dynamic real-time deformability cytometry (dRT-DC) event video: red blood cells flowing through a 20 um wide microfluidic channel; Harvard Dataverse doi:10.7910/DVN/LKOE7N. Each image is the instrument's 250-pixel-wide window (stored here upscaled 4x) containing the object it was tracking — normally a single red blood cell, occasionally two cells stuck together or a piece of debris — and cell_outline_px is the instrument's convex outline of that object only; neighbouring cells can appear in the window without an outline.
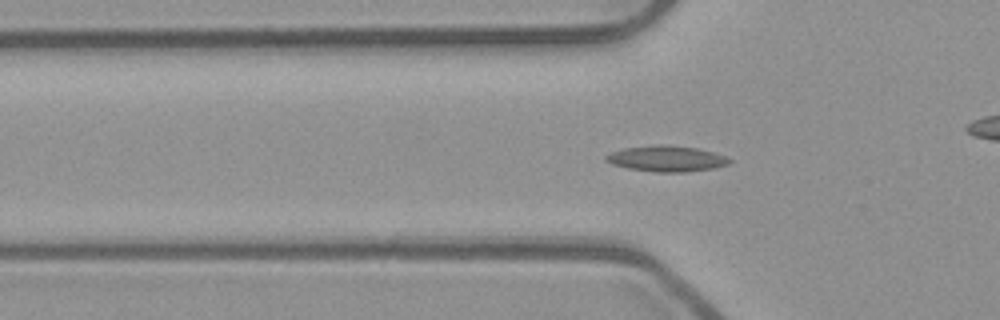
{"species": "common noctule bat (a hibernating species)", "species_latin": "Nyctalus noctula", "temperature_condition": "room temperature", "stored_images_in_passage": 43, "camera_frame_rate_fps": 3000, "um_per_image_px": 0.085, "animal": {"sex": "male", "body_mass_g": 23.1, "forearm_length_mm": 52.7}, "frame": {"image": 1, "passage_image": 7, "time_ms": 2.0, "image_size_px": [1000, 320], "cell_outline_px": [[732, 160], [728, 164], [712, 168], [688, 172], [656, 172], [628, 168], [612, 164], [604, 160], [604, 156], [612, 152], [624, 148], [652, 144], [668, 144], [696, 148], [712, 152], [724, 156]], "centroid_in_image_um": [56.61, 13.47], "position_along_channel_um": 69.2, "area_um2": 18.61}}
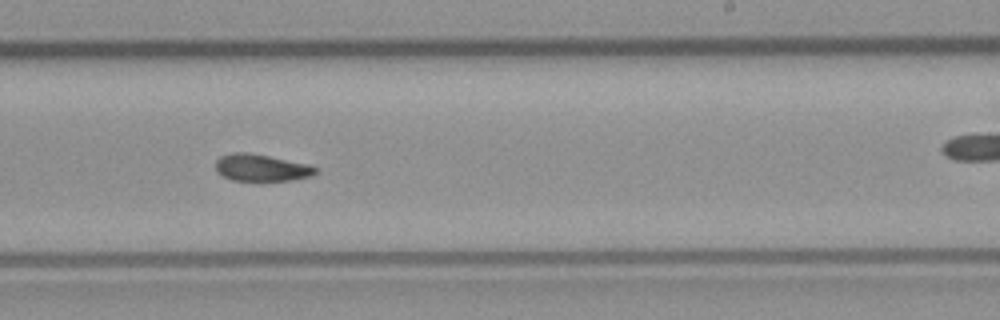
{"frame": {"image": 2, "passage_image": 22, "time_ms": 7.0, "image_size_px": [1000, 320], "cell_outline_px": [[320, 172], [312, 176], [292, 180], [232, 180], [216, 172], [216, 160], [220, 156], [232, 152], [244, 152], [268, 156], [312, 164], [320, 168]], "centroid_in_image_um": [22.29, 14.25], "position_along_channel_um": 266.7, "area_um2": 15.9}}
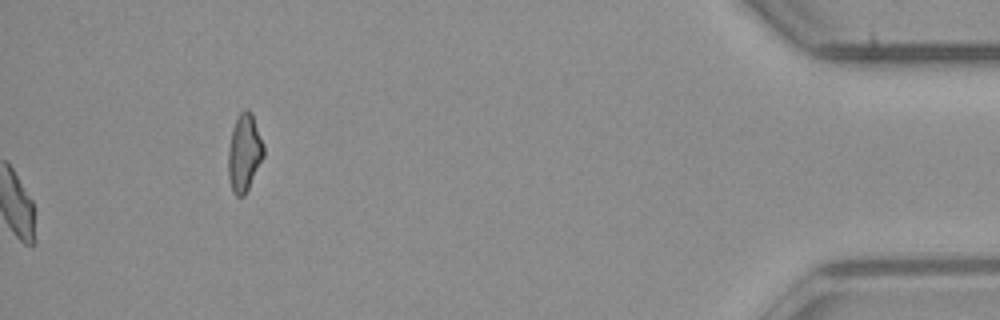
{"frame": {"image": 3, "passage_image": 43, "time_ms": 14.0, "image_size_px": [1000, 320], "cell_outline_px": [[264, 156], [244, 196], [236, 196], [232, 192], [228, 176], [228, 148], [232, 128], [240, 112], [244, 108], [248, 108], [252, 112], [264, 144]], "centroid_in_image_um": [20.76, 12.95], "position_along_channel_um": 414.4, "area_um2": 16.18}, "authors_computed_cell_mechanics": {"area_um2": 16.2418, "velocity_mm_per_s": 3.9392, "shape_relaxation_time_tau1_ms": null, "shape_relaxation_time_tau2_ms": 5.0955, "deformation_change_tau1": null, "deformation_change_tau2": 0.0987}}